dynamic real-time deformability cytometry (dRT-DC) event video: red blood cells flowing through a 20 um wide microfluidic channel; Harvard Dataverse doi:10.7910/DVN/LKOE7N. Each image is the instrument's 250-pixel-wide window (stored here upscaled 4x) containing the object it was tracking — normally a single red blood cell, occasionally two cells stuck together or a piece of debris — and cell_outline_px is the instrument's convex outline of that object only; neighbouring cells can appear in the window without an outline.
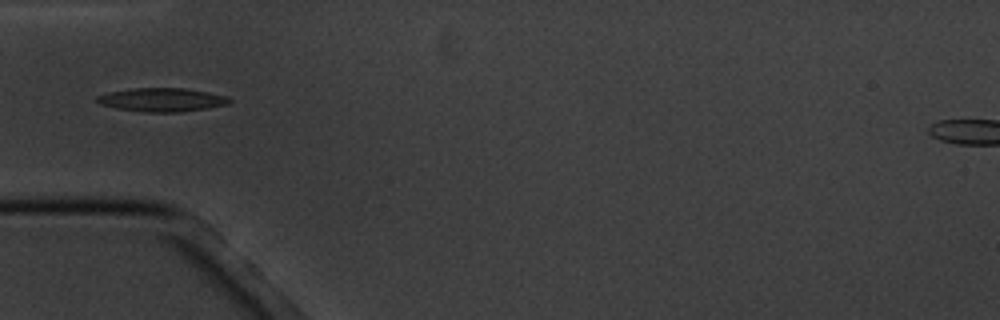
{"species": "common noctule bat (a hibernating species)", "species_latin": "Nyctalus noctula", "temperature_condition": "cold", "stored_images_in_passage": 13, "camera_frame_rate_fps": 3000, "um_per_image_px": 0.085, "animal": {"sex": "male", "body_mass_g": 20.1, "forearm_length_mm": 53.5}, "frame": {"image": 1, "passage_image": 2, "time_ms": 1.333, "image_size_px": [1000, 320], "cell_outline_px": [[232, 100], [228, 104], [208, 108], [180, 112], [144, 112], [116, 108], [100, 104], [96, 100], [96, 96], [112, 92], [132, 88], [184, 88], [208, 92], [224, 96]], "centroid_in_image_um": [13.76, 8.48], "position_along_channel_um": 71.2, "area_um2": 18.03}}
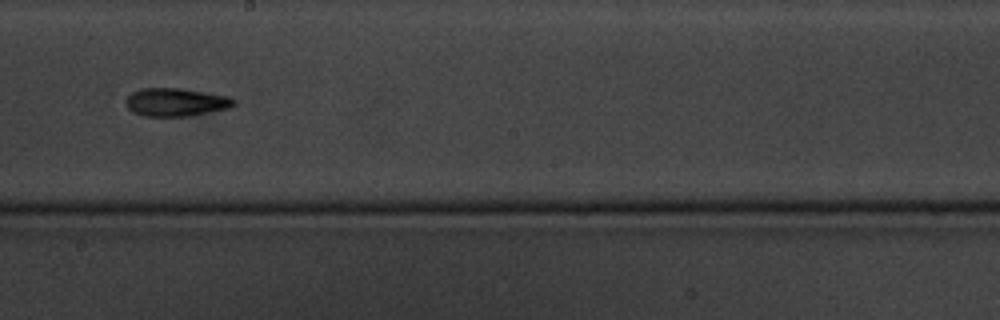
{"frame": {"image": 2, "passage_image": 6, "time_ms": 6.0, "image_size_px": [1000, 320], "cell_outline_px": [[236, 104], [228, 108], [188, 116], [144, 116], [132, 112], [128, 108], [124, 100], [132, 92], [140, 88], [180, 88], [228, 96], [236, 100]], "centroid_in_image_um": [14.91, 8.68], "position_along_channel_um": 233.3, "area_um2": 17.69}}
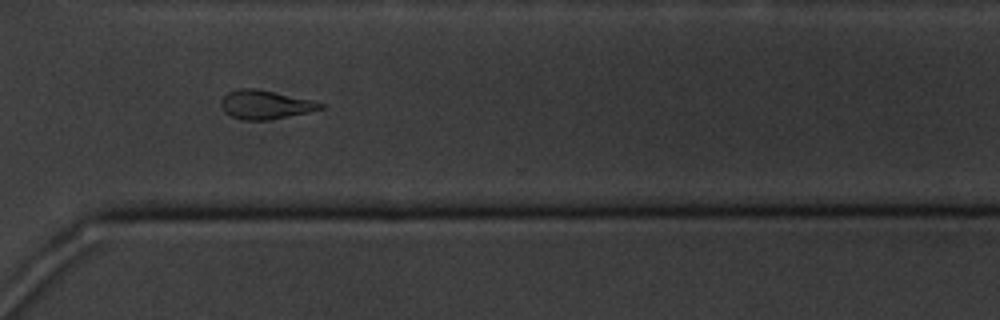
{"frame": {"image": 3, "passage_image": 9, "time_ms": 9.333, "image_size_px": [1000, 320], "cell_outline_px": [[324, 108], [308, 112], [268, 120], [244, 120], [232, 116], [224, 112], [220, 104], [220, 100], [228, 92], [236, 88], [252, 88], [316, 100], [324, 104]], "centroid_in_image_um": [22.54, 8.89], "position_along_channel_um": 348.1, "area_um2": 16.7}, "authors_computed_cell_mechanics": {"area_um2": 17.3978, "velocity_mm_per_s": 3.4542, "shape_relaxation_time_tau1_ms": 7.255, "shape_relaxation_time_tau2_ms": 5.9488, "deformation_change_tau1": 0.1733, "deformation_change_tau2": 0.1574}}